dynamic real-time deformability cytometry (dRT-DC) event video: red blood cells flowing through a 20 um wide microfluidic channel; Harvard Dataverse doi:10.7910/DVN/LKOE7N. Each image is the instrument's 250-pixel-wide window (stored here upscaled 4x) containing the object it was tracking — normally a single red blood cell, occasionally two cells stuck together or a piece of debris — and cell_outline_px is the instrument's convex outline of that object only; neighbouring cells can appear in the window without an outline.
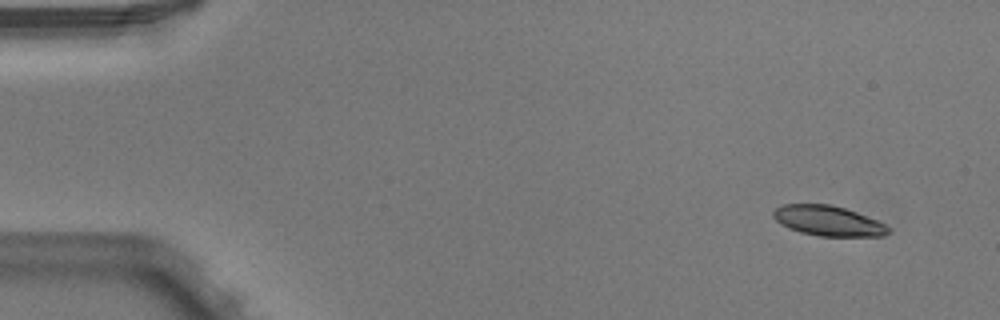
{"species": "Egyptian fruit bat (a non-hibernating species)", "species_latin": "Rousettus aegyptiacus", "temperature_condition": "warm", "stored_images_in_passage": 4, "camera_frame_rate_fps": 3000, "um_per_image_px": 0.085, "animal": {"sex": "male"}, "frame": {"image": 1, "passage_image": 1, "time_ms": 0.0, "image_size_px": [1000, 320], "cell_outline_px": [[892, 228], [884, 236], [820, 236], [800, 232], [788, 228], [776, 220], [772, 216], [772, 212], [780, 204], [828, 204], [844, 208], [880, 220]], "centroid_in_image_um": [70.42, 18.77], "position_along_channel_um": 14.6, "area_um2": 20.35}}
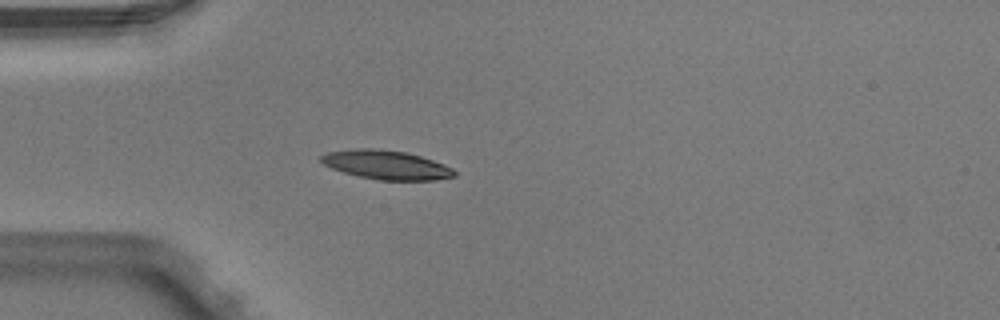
{"frame": {"image": 2, "passage_image": 4, "time_ms": 1.0, "image_size_px": [1000, 320], "cell_outline_px": [[456, 176], [436, 180], [380, 180], [360, 176], [344, 172], [332, 168], [324, 164], [320, 160], [320, 156], [328, 152], [352, 148], [372, 148], [404, 152], [420, 156], [444, 164], [452, 168], [456, 172]], "centroid_in_image_um": [32.84, 14.01], "position_along_channel_um": 52.2, "area_um2": 22.37}}